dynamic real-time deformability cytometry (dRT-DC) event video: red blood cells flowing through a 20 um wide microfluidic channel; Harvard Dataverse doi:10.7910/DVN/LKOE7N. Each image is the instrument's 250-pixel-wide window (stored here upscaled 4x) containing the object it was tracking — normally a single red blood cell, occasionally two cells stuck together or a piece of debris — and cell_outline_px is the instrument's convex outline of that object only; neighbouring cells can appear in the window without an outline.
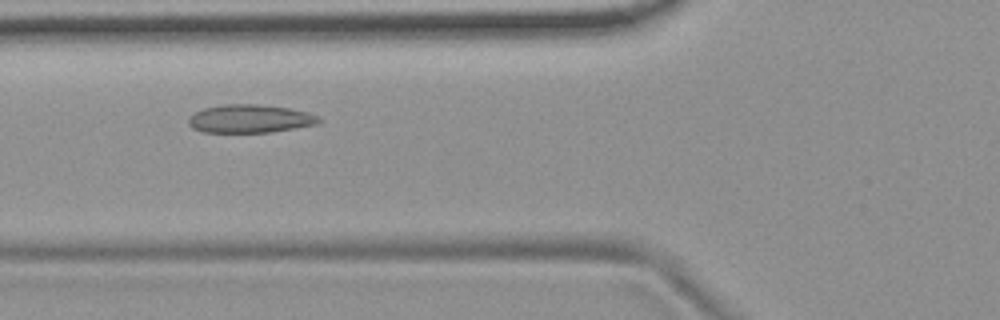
{"species": "common noctule bat (a hibernating species)", "species_latin": "Nyctalus noctula", "temperature_condition": "room temperature", "stored_images_in_passage": 41, "camera_frame_rate_fps": 3000, "um_per_image_px": 0.085, "animal": {"sex": "female", "body_mass_g": 19.9}, "frame": {"image": 1, "passage_image": 7, "time_ms": 2.0, "image_size_px": [1000, 320], "cell_outline_px": [[320, 120], [316, 124], [268, 132], [204, 132], [192, 128], [188, 124], [188, 116], [204, 108], [224, 104], [260, 104], [288, 108], [308, 112], [320, 116]], "centroid_in_image_um": [21.21, 10.08], "position_along_channel_um": 104.6, "area_um2": 21.33}}
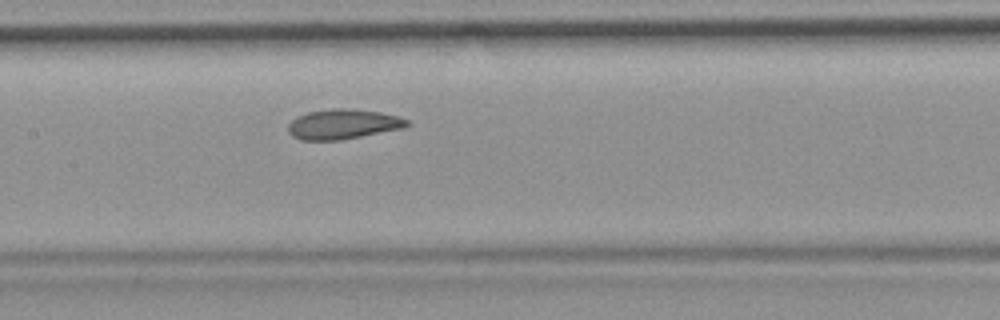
{"frame": {"image": 2, "passage_image": 13, "time_ms": 4.0, "image_size_px": [1000, 320], "cell_outline_px": [[412, 124], [404, 128], [340, 140], [300, 140], [292, 136], [288, 132], [288, 124], [296, 116], [308, 112], [332, 108], [348, 108], [380, 112], [396, 116], [408, 120]], "centroid_in_image_um": [29.14, 10.55], "position_along_channel_um": 178.3, "area_um2": 20.81}}
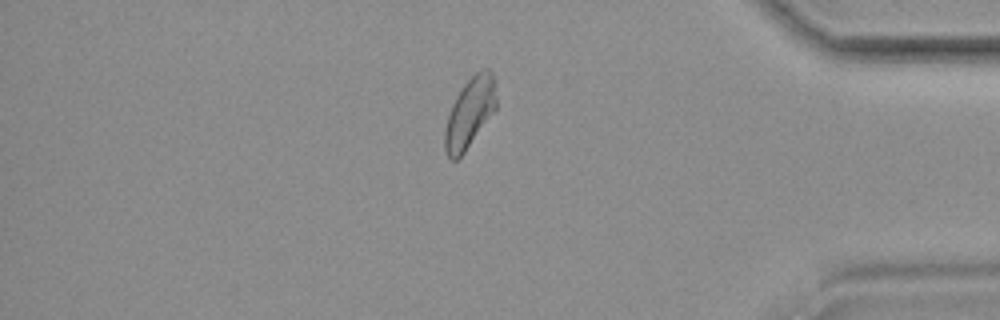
{"frame": {"image": 3, "passage_image": 33, "time_ms": 10.667, "image_size_px": [1000, 320], "cell_outline_px": [[496, 108], [464, 152], [456, 160], [452, 160], [448, 156], [444, 148], [444, 132], [448, 116], [452, 104], [456, 96], [464, 84], [476, 72], [484, 68], [488, 68], [496, 76]], "centroid_in_image_um": [39.94, 9.54], "position_along_channel_um": 395.3, "area_um2": 20.87}, "authors_computed_cell_mechanics": {"area_um2": 20.8658, "velocity_mm_per_s": 3.6761, "shape_relaxation_time_tau1_ms": null, "shape_relaxation_time_tau2_ms": 2.3018, "deformation_change_tau1": null, "deformation_change_tau2": 0.0683}}